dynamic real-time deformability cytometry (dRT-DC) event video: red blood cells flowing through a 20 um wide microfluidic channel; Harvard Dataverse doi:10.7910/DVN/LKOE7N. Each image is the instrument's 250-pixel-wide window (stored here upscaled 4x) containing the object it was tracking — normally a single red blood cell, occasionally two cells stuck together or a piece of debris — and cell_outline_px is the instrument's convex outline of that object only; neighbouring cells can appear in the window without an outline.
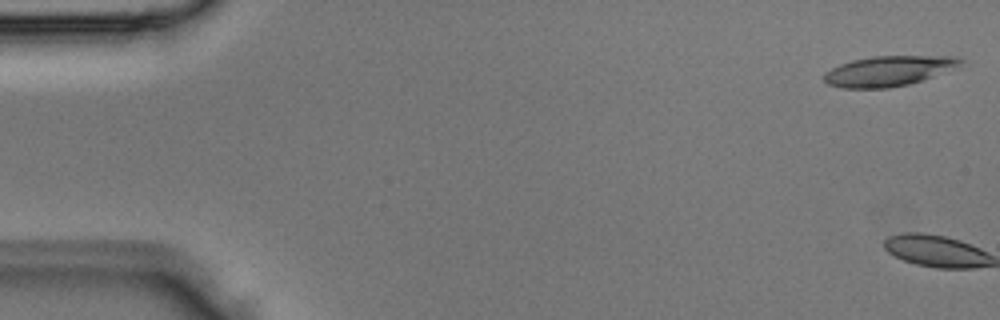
{"species": "Egyptian fruit bat (a non-hibernating species)", "species_latin": "Rousettus aegyptiacus", "temperature_condition": "room temperature", "stored_images_in_passage": 3, "segment_of_instrument_passage": [2, 2], "camera_frame_rate_fps": 3000, "um_per_image_px": 0.085, "animal": {"sex": "male"}, "frame": {"image": 1, "passage_image": 3, "time_ms": 0.667, "image_size_px": [1000, 320], "cell_outline_px": [[964, 60], [960, 68], [908, 84], [888, 88], [840, 88], [828, 84], [824, 80], [824, 72], [840, 64], [852, 60], [872, 56], [952, 56]], "centroid_in_image_um": [75.56, 6.03], "position_along_channel_um": 9.4, "area_um2": 24.16}}